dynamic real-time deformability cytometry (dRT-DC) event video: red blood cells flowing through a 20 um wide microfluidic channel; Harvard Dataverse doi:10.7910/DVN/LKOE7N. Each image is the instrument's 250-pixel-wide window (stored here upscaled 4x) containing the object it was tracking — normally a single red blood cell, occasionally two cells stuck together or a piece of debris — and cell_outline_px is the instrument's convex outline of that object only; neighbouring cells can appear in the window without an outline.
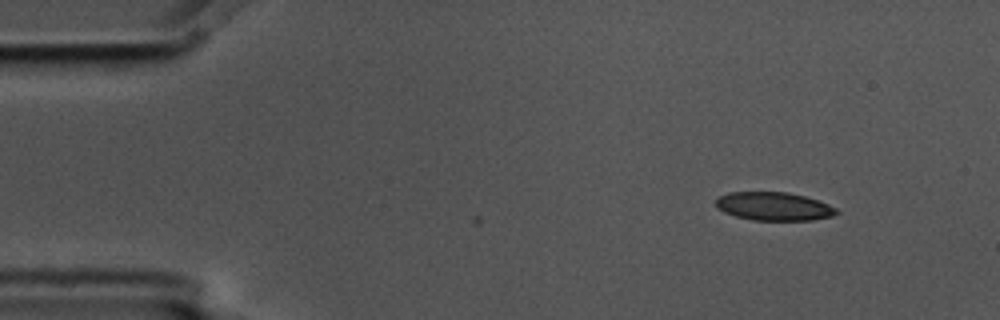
{"species": "common noctule bat (a hibernating species)", "species_latin": "Nyctalus noctula", "temperature_condition": "cold", "stored_images_in_passage": 2, "camera_frame_rate_fps": 3000, "um_per_image_px": 0.085, "animal": {"sex": "male", "body_mass_g": 17.5, "forearm_length_mm": 52.3}, "frame": {"image": 1, "passage_image": 2, "time_ms": 0.333, "image_size_px": [1000, 320], "cell_outline_px": [[840, 212], [832, 216], [812, 220], [752, 220], [736, 216], [724, 212], [716, 208], [716, 196], [728, 192], [788, 192], [804, 196], [828, 204], [836, 208]], "centroid_in_image_um": [65.74, 17.53], "position_along_channel_um": 19.3, "area_um2": 20.0}}